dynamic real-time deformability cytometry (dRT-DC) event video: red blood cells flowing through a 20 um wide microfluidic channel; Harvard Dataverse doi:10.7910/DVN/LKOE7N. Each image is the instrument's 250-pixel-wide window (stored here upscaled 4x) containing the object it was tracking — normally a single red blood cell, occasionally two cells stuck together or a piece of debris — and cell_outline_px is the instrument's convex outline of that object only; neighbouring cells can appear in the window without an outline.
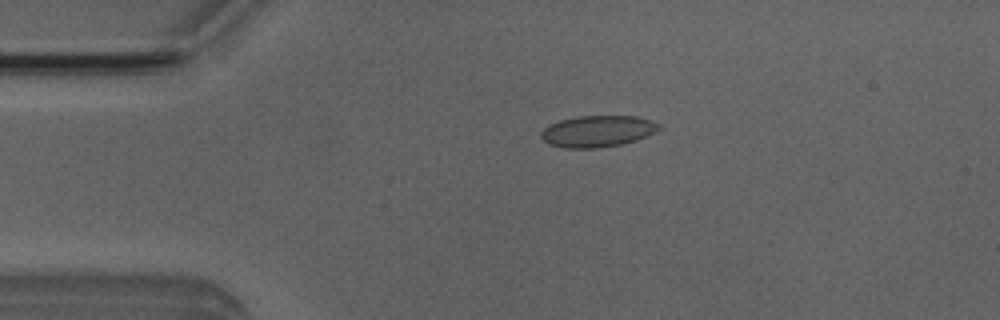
{"species": "Egyptian fruit bat (a non-hibernating species)", "species_latin": "Rousettus aegyptiacus", "temperature_condition": "room temperature", "stored_images_in_passage": 4, "camera_frame_rate_fps": 3000, "um_per_image_px": 0.085, "animal": {"sex": "male"}, "frame": {"image": 1, "passage_image": 3, "time_ms": 2.0, "image_size_px": [1000, 320], "cell_outline_px": [[660, 128], [636, 140], [620, 144], [596, 148], [564, 148], [548, 144], [540, 136], [540, 132], [544, 128], [560, 120], [576, 116], [636, 116], [652, 120], [660, 124]], "centroid_in_image_um": [50.76, 11.15], "position_along_channel_um": 34.2, "area_um2": 21.44}}